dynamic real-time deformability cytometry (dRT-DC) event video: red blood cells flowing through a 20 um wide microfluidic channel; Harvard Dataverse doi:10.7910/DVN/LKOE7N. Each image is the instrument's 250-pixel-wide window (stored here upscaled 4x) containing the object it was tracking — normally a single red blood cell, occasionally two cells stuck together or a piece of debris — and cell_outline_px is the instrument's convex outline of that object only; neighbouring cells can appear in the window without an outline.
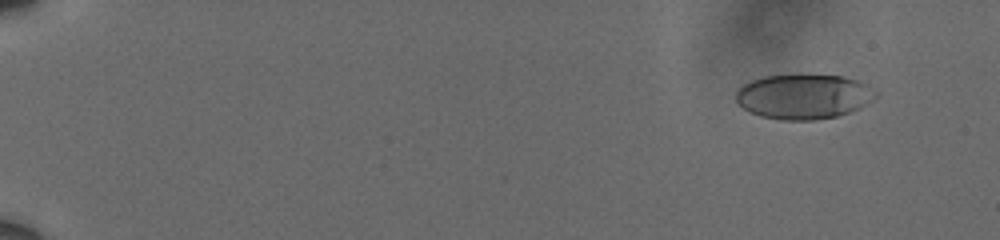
{"species": "human", "species_latin": "Homo sapiens", "temperature_condition": "cold", "stored_images_in_passage": 32, "camera_frame_rate_fps": 3000, "um_per_image_px": 0.085, "donor": {"sex": "male"}, "frame": {"image": 1, "passage_image": 6, "time_ms": 1.667, "image_size_px": [1000, 240], "cell_outline_px": [[876, 96], [868, 104], [852, 112], [836, 116], [816, 120], [780, 120], [760, 116], [748, 112], [736, 100], [736, 92], [744, 84], [752, 80], [764, 76], [844, 76], [860, 80], [876, 92]], "centroid_in_image_um": [68.33, 8.23], "position_along_channel_um": 16.7, "area_um2": 36.36}}
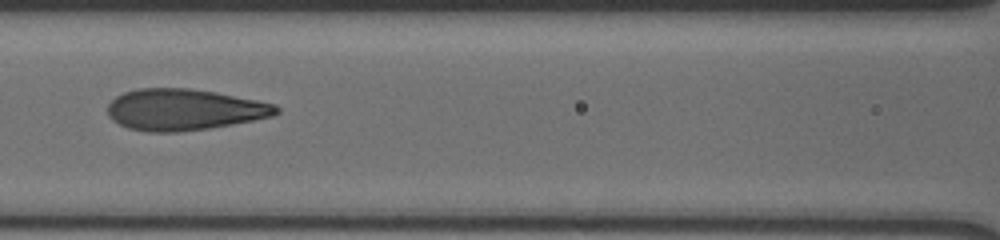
{"frame": {"image": 2, "passage_image": 28, "time_ms": 9.0, "image_size_px": [1000, 240], "cell_outline_px": [[280, 112], [272, 116], [232, 124], [208, 128], [176, 132], [148, 132], [128, 128], [112, 120], [108, 116], [108, 104], [116, 96], [124, 92], [136, 88], [188, 88], [216, 92], [276, 104], [280, 108]], "centroid_in_image_um": [15.63, 9.31], "position_along_channel_um": 151.0, "area_um2": 40.58}}
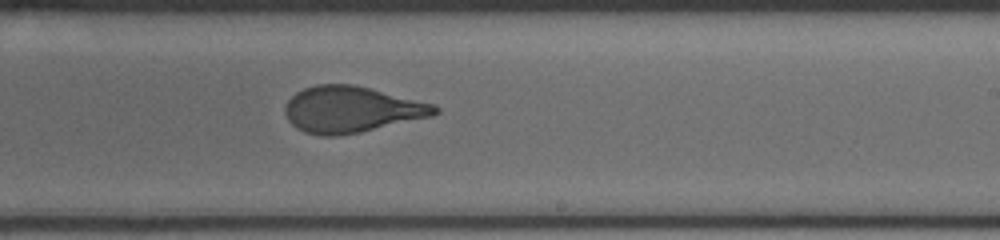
{"frame": {"image": 3, "passage_image": 32, "time_ms": 10.333, "image_size_px": [1000, 240], "cell_outline_px": [[440, 112], [432, 116], [360, 132], [336, 136], [320, 136], [304, 132], [296, 128], [288, 120], [284, 112], [284, 108], [288, 100], [296, 92], [304, 88], [316, 84], [352, 84], [436, 104], [440, 108]], "centroid_in_image_um": [29.87, 9.3], "position_along_channel_um": 259.1, "area_um2": 40.4}}